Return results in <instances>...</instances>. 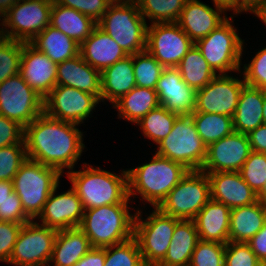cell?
Here are the masks:
<instances>
[{"label": "cell", "mask_w": 266, "mask_h": 266, "mask_svg": "<svg viewBox=\"0 0 266 266\" xmlns=\"http://www.w3.org/2000/svg\"><path fill=\"white\" fill-rule=\"evenodd\" d=\"M78 124L54 119L45 113L24 128L27 158L56 168H74L84 149ZM76 126V127H75Z\"/></svg>", "instance_id": "obj_1"}, {"label": "cell", "mask_w": 266, "mask_h": 266, "mask_svg": "<svg viewBox=\"0 0 266 266\" xmlns=\"http://www.w3.org/2000/svg\"><path fill=\"white\" fill-rule=\"evenodd\" d=\"M188 171L183 164L155 153L149 163L127 170L129 197L137 192L157 208Z\"/></svg>", "instance_id": "obj_2"}, {"label": "cell", "mask_w": 266, "mask_h": 266, "mask_svg": "<svg viewBox=\"0 0 266 266\" xmlns=\"http://www.w3.org/2000/svg\"><path fill=\"white\" fill-rule=\"evenodd\" d=\"M83 167V171L71 170L67 175L84 210L103 205L128 203L130 197L127 171H122L121 176H118L99 167Z\"/></svg>", "instance_id": "obj_3"}, {"label": "cell", "mask_w": 266, "mask_h": 266, "mask_svg": "<svg viewBox=\"0 0 266 266\" xmlns=\"http://www.w3.org/2000/svg\"><path fill=\"white\" fill-rule=\"evenodd\" d=\"M128 203L103 205L84 210L79 228L90 240L92 247L117 245L134 237V214Z\"/></svg>", "instance_id": "obj_4"}, {"label": "cell", "mask_w": 266, "mask_h": 266, "mask_svg": "<svg viewBox=\"0 0 266 266\" xmlns=\"http://www.w3.org/2000/svg\"><path fill=\"white\" fill-rule=\"evenodd\" d=\"M97 26L108 34L127 55L146 50V20L135 0L112 2Z\"/></svg>", "instance_id": "obj_5"}, {"label": "cell", "mask_w": 266, "mask_h": 266, "mask_svg": "<svg viewBox=\"0 0 266 266\" xmlns=\"http://www.w3.org/2000/svg\"><path fill=\"white\" fill-rule=\"evenodd\" d=\"M61 175L56 168L28 158L20 166L13 178V188L32 220L42 212L49 195L59 185Z\"/></svg>", "instance_id": "obj_6"}, {"label": "cell", "mask_w": 266, "mask_h": 266, "mask_svg": "<svg viewBox=\"0 0 266 266\" xmlns=\"http://www.w3.org/2000/svg\"><path fill=\"white\" fill-rule=\"evenodd\" d=\"M156 154L183 164L189 170H201L207 146L199 136L191 115L178 116L172 131L158 144Z\"/></svg>", "instance_id": "obj_7"}, {"label": "cell", "mask_w": 266, "mask_h": 266, "mask_svg": "<svg viewBox=\"0 0 266 266\" xmlns=\"http://www.w3.org/2000/svg\"><path fill=\"white\" fill-rule=\"evenodd\" d=\"M210 199L208 175L201 170H189L157 208L179 220H194Z\"/></svg>", "instance_id": "obj_8"}, {"label": "cell", "mask_w": 266, "mask_h": 266, "mask_svg": "<svg viewBox=\"0 0 266 266\" xmlns=\"http://www.w3.org/2000/svg\"><path fill=\"white\" fill-rule=\"evenodd\" d=\"M140 218L141 212L137 211L134 238L138 242L144 264L157 266L166 256L175 225L180 220L164 214L158 208H155L146 220Z\"/></svg>", "instance_id": "obj_9"}, {"label": "cell", "mask_w": 266, "mask_h": 266, "mask_svg": "<svg viewBox=\"0 0 266 266\" xmlns=\"http://www.w3.org/2000/svg\"><path fill=\"white\" fill-rule=\"evenodd\" d=\"M232 20V16L229 20L227 18L209 35L195 43L215 73L240 71L244 43L231 25Z\"/></svg>", "instance_id": "obj_10"}, {"label": "cell", "mask_w": 266, "mask_h": 266, "mask_svg": "<svg viewBox=\"0 0 266 266\" xmlns=\"http://www.w3.org/2000/svg\"><path fill=\"white\" fill-rule=\"evenodd\" d=\"M54 0H20L4 16L0 36L21 42H31L50 25Z\"/></svg>", "instance_id": "obj_11"}, {"label": "cell", "mask_w": 266, "mask_h": 266, "mask_svg": "<svg viewBox=\"0 0 266 266\" xmlns=\"http://www.w3.org/2000/svg\"><path fill=\"white\" fill-rule=\"evenodd\" d=\"M44 113V98L35 92L21 74L0 83V115L24 128Z\"/></svg>", "instance_id": "obj_12"}, {"label": "cell", "mask_w": 266, "mask_h": 266, "mask_svg": "<svg viewBox=\"0 0 266 266\" xmlns=\"http://www.w3.org/2000/svg\"><path fill=\"white\" fill-rule=\"evenodd\" d=\"M57 230L33 220L22 225L9 264L47 266L51 260ZM47 264V265H46Z\"/></svg>", "instance_id": "obj_13"}, {"label": "cell", "mask_w": 266, "mask_h": 266, "mask_svg": "<svg viewBox=\"0 0 266 266\" xmlns=\"http://www.w3.org/2000/svg\"><path fill=\"white\" fill-rule=\"evenodd\" d=\"M194 45L176 22L155 23L147 27L146 50L164 68L177 67Z\"/></svg>", "instance_id": "obj_14"}, {"label": "cell", "mask_w": 266, "mask_h": 266, "mask_svg": "<svg viewBox=\"0 0 266 266\" xmlns=\"http://www.w3.org/2000/svg\"><path fill=\"white\" fill-rule=\"evenodd\" d=\"M100 99L76 88L56 85L44 98V113L51 118L71 122L83 123Z\"/></svg>", "instance_id": "obj_15"}, {"label": "cell", "mask_w": 266, "mask_h": 266, "mask_svg": "<svg viewBox=\"0 0 266 266\" xmlns=\"http://www.w3.org/2000/svg\"><path fill=\"white\" fill-rule=\"evenodd\" d=\"M245 85L244 77L239 80L227 74H217L208 84L197 90L194 112L233 117Z\"/></svg>", "instance_id": "obj_16"}, {"label": "cell", "mask_w": 266, "mask_h": 266, "mask_svg": "<svg viewBox=\"0 0 266 266\" xmlns=\"http://www.w3.org/2000/svg\"><path fill=\"white\" fill-rule=\"evenodd\" d=\"M252 152L247 134L233 132L210 144L201 171L239 172Z\"/></svg>", "instance_id": "obj_17"}, {"label": "cell", "mask_w": 266, "mask_h": 266, "mask_svg": "<svg viewBox=\"0 0 266 266\" xmlns=\"http://www.w3.org/2000/svg\"><path fill=\"white\" fill-rule=\"evenodd\" d=\"M19 73L42 98H45L56 86L57 64L30 42H22Z\"/></svg>", "instance_id": "obj_18"}, {"label": "cell", "mask_w": 266, "mask_h": 266, "mask_svg": "<svg viewBox=\"0 0 266 266\" xmlns=\"http://www.w3.org/2000/svg\"><path fill=\"white\" fill-rule=\"evenodd\" d=\"M155 90L159 104L169 111L180 116L195 111L197 90L183 81L176 67L163 69Z\"/></svg>", "instance_id": "obj_19"}, {"label": "cell", "mask_w": 266, "mask_h": 266, "mask_svg": "<svg viewBox=\"0 0 266 266\" xmlns=\"http://www.w3.org/2000/svg\"><path fill=\"white\" fill-rule=\"evenodd\" d=\"M58 185L53 189L38 215L43 226L64 230L79 227L84 209L76 191L70 188L65 193L55 195Z\"/></svg>", "instance_id": "obj_20"}, {"label": "cell", "mask_w": 266, "mask_h": 266, "mask_svg": "<svg viewBox=\"0 0 266 266\" xmlns=\"http://www.w3.org/2000/svg\"><path fill=\"white\" fill-rule=\"evenodd\" d=\"M210 180L211 199L230 209L258 201L257 194L243 180L239 172L206 173Z\"/></svg>", "instance_id": "obj_21"}, {"label": "cell", "mask_w": 266, "mask_h": 266, "mask_svg": "<svg viewBox=\"0 0 266 266\" xmlns=\"http://www.w3.org/2000/svg\"><path fill=\"white\" fill-rule=\"evenodd\" d=\"M222 11L218 7L214 10L199 0H187L176 23L196 43L227 19L220 16Z\"/></svg>", "instance_id": "obj_22"}, {"label": "cell", "mask_w": 266, "mask_h": 266, "mask_svg": "<svg viewBox=\"0 0 266 266\" xmlns=\"http://www.w3.org/2000/svg\"><path fill=\"white\" fill-rule=\"evenodd\" d=\"M56 85H64L93 94L101 101L100 72L90 66L80 54L57 64Z\"/></svg>", "instance_id": "obj_23"}, {"label": "cell", "mask_w": 266, "mask_h": 266, "mask_svg": "<svg viewBox=\"0 0 266 266\" xmlns=\"http://www.w3.org/2000/svg\"><path fill=\"white\" fill-rule=\"evenodd\" d=\"M230 216L231 209L228 206L210 199L194 218L199 239L227 244Z\"/></svg>", "instance_id": "obj_24"}, {"label": "cell", "mask_w": 266, "mask_h": 266, "mask_svg": "<svg viewBox=\"0 0 266 266\" xmlns=\"http://www.w3.org/2000/svg\"><path fill=\"white\" fill-rule=\"evenodd\" d=\"M79 54L99 72L127 56L123 49L98 26L80 45Z\"/></svg>", "instance_id": "obj_25"}, {"label": "cell", "mask_w": 266, "mask_h": 266, "mask_svg": "<svg viewBox=\"0 0 266 266\" xmlns=\"http://www.w3.org/2000/svg\"><path fill=\"white\" fill-rule=\"evenodd\" d=\"M266 222V203H255L231 209L229 241L247 243Z\"/></svg>", "instance_id": "obj_26"}, {"label": "cell", "mask_w": 266, "mask_h": 266, "mask_svg": "<svg viewBox=\"0 0 266 266\" xmlns=\"http://www.w3.org/2000/svg\"><path fill=\"white\" fill-rule=\"evenodd\" d=\"M100 77L101 101L107 99L114 104L136 86L132 55H127L104 69L100 72Z\"/></svg>", "instance_id": "obj_27"}, {"label": "cell", "mask_w": 266, "mask_h": 266, "mask_svg": "<svg viewBox=\"0 0 266 266\" xmlns=\"http://www.w3.org/2000/svg\"><path fill=\"white\" fill-rule=\"evenodd\" d=\"M264 89L245 85L233 115L234 131L248 134L263 124Z\"/></svg>", "instance_id": "obj_28"}, {"label": "cell", "mask_w": 266, "mask_h": 266, "mask_svg": "<svg viewBox=\"0 0 266 266\" xmlns=\"http://www.w3.org/2000/svg\"><path fill=\"white\" fill-rule=\"evenodd\" d=\"M199 240L194 220H180L175 225L167 254L157 266H189Z\"/></svg>", "instance_id": "obj_29"}, {"label": "cell", "mask_w": 266, "mask_h": 266, "mask_svg": "<svg viewBox=\"0 0 266 266\" xmlns=\"http://www.w3.org/2000/svg\"><path fill=\"white\" fill-rule=\"evenodd\" d=\"M92 248L90 240L79 227L59 230L50 261L55 262V266H74Z\"/></svg>", "instance_id": "obj_30"}, {"label": "cell", "mask_w": 266, "mask_h": 266, "mask_svg": "<svg viewBox=\"0 0 266 266\" xmlns=\"http://www.w3.org/2000/svg\"><path fill=\"white\" fill-rule=\"evenodd\" d=\"M50 25L81 45L97 26L90 17L53 1Z\"/></svg>", "instance_id": "obj_31"}, {"label": "cell", "mask_w": 266, "mask_h": 266, "mask_svg": "<svg viewBox=\"0 0 266 266\" xmlns=\"http://www.w3.org/2000/svg\"><path fill=\"white\" fill-rule=\"evenodd\" d=\"M30 43L55 64L76 57L80 50L77 42L51 25H48Z\"/></svg>", "instance_id": "obj_32"}, {"label": "cell", "mask_w": 266, "mask_h": 266, "mask_svg": "<svg viewBox=\"0 0 266 266\" xmlns=\"http://www.w3.org/2000/svg\"><path fill=\"white\" fill-rule=\"evenodd\" d=\"M159 105L155 89L135 86L115 102L113 107L118 109L120 118L137 124L150 110Z\"/></svg>", "instance_id": "obj_33"}, {"label": "cell", "mask_w": 266, "mask_h": 266, "mask_svg": "<svg viewBox=\"0 0 266 266\" xmlns=\"http://www.w3.org/2000/svg\"><path fill=\"white\" fill-rule=\"evenodd\" d=\"M176 68L183 81L196 90L203 88L217 75L196 45L187 52Z\"/></svg>", "instance_id": "obj_34"}, {"label": "cell", "mask_w": 266, "mask_h": 266, "mask_svg": "<svg viewBox=\"0 0 266 266\" xmlns=\"http://www.w3.org/2000/svg\"><path fill=\"white\" fill-rule=\"evenodd\" d=\"M191 116L199 136L207 147L234 132L231 116L204 112H193Z\"/></svg>", "instance_id": "obj_35"}, {"label": "cell", "mask_w": 266, "mask_h": 266, "mask_svg": "<svg viewBox=\"0 0 266 266\" xmlns=\"http://www.w3.org/2000/svg\"><path fill=\"white\" fill-rule=\"evenodd\" d=\"M179 115L159 105L150 110L138 123L144 136L159 144L172 131Z\"/></svg>", "instance_id": "obj_36"}, {"label": "cell", "mask_w": 266, "mask_h": 266, "mask_svg": "<svg viewBox=\"0 0 266 266\" xmlns=\"http://www.w3.org/2000/svg\"><path fill=\"white\" fill-rule=\"evenodd\" d=\"M144 19L152 24L173 23L179 19L187 0H135Z\"/></svg>", "instance_id": "obj_37"}, {"label": "cell", "mask_w": 266, "mask_h": 266, "mask_svg": "<svg viewBox=\"0 0 266 266\" xmlns=\"http://www.w3.org/2000/svg\"><path fill=\"white\" fill-rule=\"evenodd\" d=\"M137 87L155 89L164 67L147 51L132 55Z\"/></svg>", "instance_id": "obj_38"}, {"label": "cell", "mask_w": 266, "mask_h": 266, "mask_svg": "<svg viewBox=\"0 0 266 266\" xmlns=\"http://www.w3.org/2000/svg\"><path fill=\"white\" fill-rule=\"evenodd\" d=\"M104 266H146L137 240L133 237L123 243L105 247Z\"/></svg>", "instance_id": "obj_39"}, {"label": "cell", "mask_w": 266, "mask_h": 266, "mask_svg": "<svg viewBox=\"0 0 266 266\" xmlns=\"http://www.w3.org/2000/svg\"><path fill=\"white\" fill-rule=\"evenodd\" d=\"M22 42L0 36V83L20 72Z\"/></svg>", "instance_id": "obj_40"}, {"label": "cell", "mask_w": 266, "mask_h": 266, "mask_svg": "<svg viewBox=\"0 0 266 266\" xmlns=\"http://www.w3.org/2000/svg\"><path fill=\"white\" fill-rule=\"evenodd\" d=\"M239 173L243 180L258 195L266 182V153L252 151Z\"/></svg>", "instance_id": "obj_41"}, {"label": "cell", "mask_w": 266, "mask_h": 266, "mask_svg": "<svg viewBox=\"0 0 266 266\" xmlns=\"http://www.w3.org/2000/svg\"><path fill=\"white\" fill-rule=\"evenodd\" d=\"M226 244L218 242H197L189 266H225Z\"/></svg>", "instance_id": "obj_42"}, {"label": "cell", "mask_w": 266, "mask_h": 266, "mask_svg": "<svg viewBox=\"0 0 266 266\" xmlns=\"http://www.w3.org/2000/svg\"><path fill=\"white\" fill-rule=\"evenodd\" d=\"M27 159L25 144L0 148V181H13L22 163Z\"/></svg>", "instance_id": "obj_43"}, {"label": "cell", "mask_w": 266, "mask_h": 266, "mask_svg": "<svg viewBox=\"0 0 266 266\" xmlns=\"http://www.w3.org/2000/svg\"><path fill=\"white\" fill-rule=\"evenodd\" d=\"M225 266H263L248 243L229 241L225 247Z\"/></svg>", "instance_id": "obj_44"}, {"label": "cell", "mask_w": 266, "mask_h": 266, "mask_svg": "<svg viewBox=\"0 0 266 266\" xmlns=\"http://www.w3.org/2000/svg\"><path fill=\"white\" fill-rule=\"evenodd\" d=\"M245 84L266 90V47L256 53L248 65H244Z\"/></svg>", "instance_id": "obj_45"}, {"label": "cell", "mask_w": 266, "mask_h": 266, "mask_svg": "<svg viewBox=\"0 0 266 266\" xmlns=\"http://www.w3.org/2000/svg\"><path fill=\"white\" fill-rule=\"evenodd\" d=\"M57 4L73 8L98 23L106 13L110 0H54Z\"/></svg>", "instance_id": "obj_46"}, {"label": "cell", "mask_w": 266, "mask_h": 266, "mask_svg": "<svg viewBox=\"0 0 266 266\" xmlns=\"http://www.w3.org/2000/svg\"><path fill=\"white\" fill-rule=\"evenodd\" d=\"M0 221L25 224L32 219L25 213L22 203L15 191L0 203Z\"/></svg>", "instance_id": "obj_47"}, {"label": "cell", "mask_w": 266, "mask_h": 266, "mask_svg": "<svg viewBox=\"0 0 266 266\" xmlns=\"http://www.w3.org/2000/svg\"><path fill=\"white\" fill-rule=\"evenodd\" d=\"M22 225L24 224L0 221V261L9 263Z\"/></svg>", "instance_id": "obj_48"}, {"label": "cell", "mask_w": 266, "mask_h": 266, "mask_svg": "<svg viewBox=\"0 0 266 266\" xmlns=\"http://www.w3.org/2000/svg\"><path fill=\"white\" fill-rule=\"evenodd\" d=\"M24 143V127L0 115V148Z\"/></svg>", "instance_id": "obj_49"}, {"label": "cell", "mask_w": 266, "mask_h": 266, "mask_svg": "<svg viewBox=\"0 0 266 266\" xmlns=\"http://www.w3.org/2000/svg\"><path fill=\"white\" fill-rule=\"evenodd\" d=\"M253 253L264 264L266 262V222L261 230L247 242Z\"/></svg>", "instance_id": "obj_50"}, {"label": "cell", "mask_w": 266, "mask_h": 266, "mask_svg": "<svg viewBox=\"0 0 266 266\" xmlns=\"http://www.w3.org/2000/svg\"><path fill=\"white\" fill-rule=\"evenodd\" d=\"M247 136L252 151L266 153V124H262L250 131Z\"/></svg>", "instance_id": "obj_51"}, {"label": "cell", "mask_w": 266, "mask_h": 266, "mask_svg": "<svg viewBox=\"0 0 266 266\" xmlns=\"http://www.w3.org/2000/svg\"><path fill=\"white\" fill-rule=\"evenodd\" d=\"M105 247H93L79 262L74 266H104Z\"/></svg>", "instance_id": "obj_52"}, {"label": "cell", "mask_w": 266, "mask_h": 266, "mask_svg": "<svg viewBox=\"0 0 266 266\" xmlns=\"http://www.w3.org/2000/svg\"><path fill=\"white\" fill-rule=\"evenodd\" d=\"M265 3L266 0H235V15L243 11H250V13H254Z\"/></svg>", "instance_id": "obj_53"}, {"label": "cell", "mask_w": 266, "mask_h": 266, "mask_svg": "<svg viewBox=\"0 0 266 266\" xmlns=\"http://www.w3.org/2000/svg\"><path fill=\"white\" fill-rule=\"evenodd\" d=\"M13 191V181H0V203Z\"/></svg>", "instance_id": "obj_54"}, {"label": "cell", "mask_w": 266, "mask_h": 266, "mask_svg": "<svg viewBox=\"0 0 266 266\" xmlns=\"http://www.w3.org/2000/svg\"><path fill=\"white\" fill-rule=\"evenodd\" d=\"M215 7L226 11V10H233L235 12V0H213Z\"/></svg>", "instance_id": "obj_55"}, {"label": "cell", "mask_w": 266, "mask_h": 266, "mask_svg": "<svg viewBox=\"0 0 266 266\" xmlns=\"http://www.w3.org/2000/svg\"><path fill=\"white\" fill-rule=\"evenodd\" d=\"M20 0H0V19Z\"/></svg>", "instance_id": "obj_56"}, {"label": "cell", "mask_w": 266, "mask_h": 266, "mask_svg": "<svg viewBox=\"0 0 266 266\" xmlns=\"http://www.w3.org/2000/svg\"><path fill=\"white\" fill-rule=\"evenodd\" d=\"M254 13L266 24V3L259 7Z\"/></svg>", "instance_id": "obj_57"}, {"label": "cell", "mask_w": 266, "mask_h": 266, "mask_svg": "<svg viewBox=\"0 0 266 266\" xmlns=\"http://www.w3.org/2000/svg\"><path fill=\"white\" fill-rule=\"evenodd\" d=\"M257 196L258 200H261L266 203V182L264 183L263 190Z\"/></svg>", "instance_id": "obj_58"}, {"label": "cell", "mask_w": 266, "mask_h": 266, "mask_svg": "<svg viewBox=\"0 0 266 266\" xmlns=\"http://www.w3.org/2000/svg\"><path fill=\"white\" fill-rule=\"evenodd\" d=\"M263 124H266V90L264 89Z\"/></svg>", "instance_id": "obj_59"}]
</instances>
